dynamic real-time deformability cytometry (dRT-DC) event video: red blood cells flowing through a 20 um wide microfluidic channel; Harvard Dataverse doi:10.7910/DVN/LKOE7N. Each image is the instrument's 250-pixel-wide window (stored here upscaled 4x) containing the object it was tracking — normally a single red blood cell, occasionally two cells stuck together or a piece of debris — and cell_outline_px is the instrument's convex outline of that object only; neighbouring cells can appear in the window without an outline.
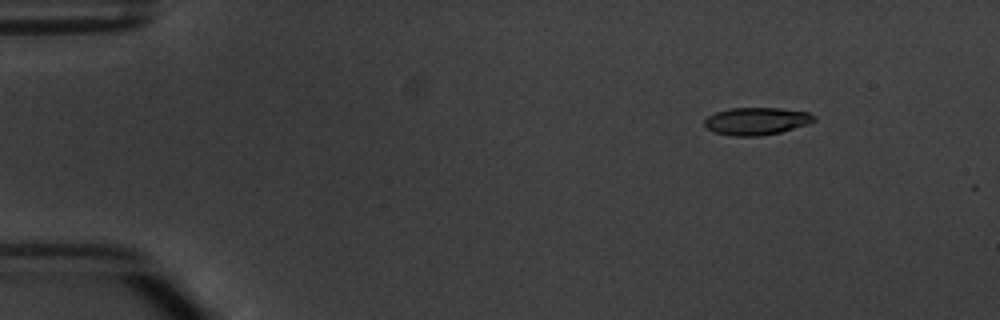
{"species": "common noctule bat (a hibernating species)", "species_latin": "Nyctalus noctula", "temperature_condition": "warm", "stored_images_in_passage": 5, "camera_frame_rate_fps": 3000, "um_per_image_px": 0.085, "animal": {"sex": "male", "body_mass_g": 20.1, "forearm_length_mm": 53.5}, "frame": {"image": 1, "passage_image": 2, "time_ms": 1.0, "image_size_px": [1000, 320], "cell_outline_px": [[816, 120], [808, 124], [780, 132], [760, 136], [732, 136], [712, 132], [704, 124], [704, 120], [708, 116], [716, 112], [732, 108], [780, 108], [808, 112], [816, 116]], "centroid_in_image_um": [64.3, 10.3], "position_along_channel_um": 20.7, "area_um2": 17.57}}